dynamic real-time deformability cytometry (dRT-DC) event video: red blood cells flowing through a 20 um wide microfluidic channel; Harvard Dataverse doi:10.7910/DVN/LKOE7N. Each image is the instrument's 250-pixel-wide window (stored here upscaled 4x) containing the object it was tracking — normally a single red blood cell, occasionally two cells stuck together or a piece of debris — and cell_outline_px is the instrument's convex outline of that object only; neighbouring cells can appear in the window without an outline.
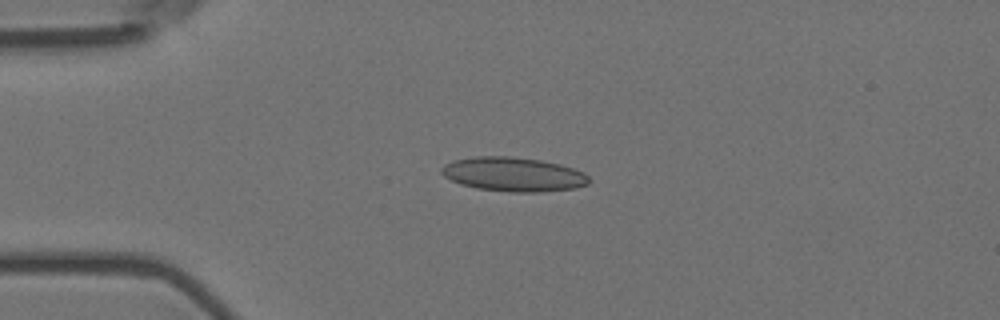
{"species": "Egyptian fruit bat (a non-hibernating species)", "species_latin": "Rousettus aegyptiacus", "temperature_condition": "room temperature", "stored_images_in_passage": 5, "camera_frame_rate_fps": 3000, "um_per_image_px": 0.085, "animal": {"sex": "female"}, "frame": {"image": 1, "passage_image": 4, "time_ms": 1.0, "image_size_px": [1000, 320], "cell_outline_px": [[588, 184], [576, 188], [540, 192], [512, 192], [476, 188], [460, 184], [444, 176], [440, 172], [440, 168], [444, 164], [452, 160], [476, 156], [512, 156], [540, 160], [560, 164], [584, 172], [588, 176]], "centroid_in_image_um": [43.61, 14.81], "position_along_channel_um": 41.4, "area_um2": 29.48}}